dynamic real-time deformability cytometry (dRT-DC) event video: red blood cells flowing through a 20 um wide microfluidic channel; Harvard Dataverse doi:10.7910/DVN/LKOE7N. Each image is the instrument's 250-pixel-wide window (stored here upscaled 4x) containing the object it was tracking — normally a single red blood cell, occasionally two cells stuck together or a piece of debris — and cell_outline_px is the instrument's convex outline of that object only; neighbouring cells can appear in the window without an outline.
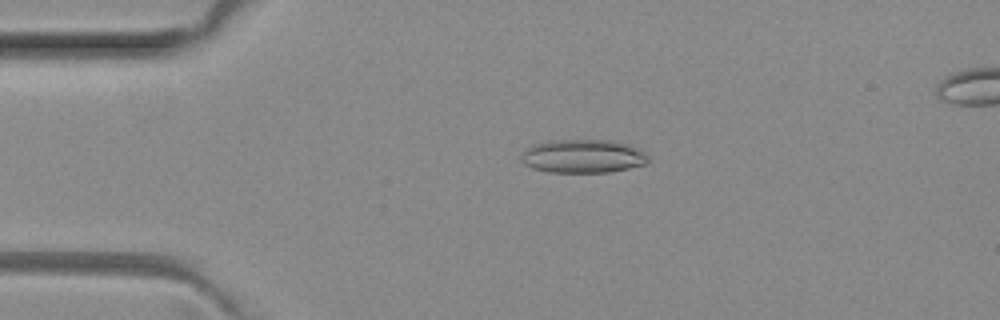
{"species": "common noctule bat (a hibernating species)", "species_latin": "Nyctalus noctula", "temperature_condition": "room temperature", "stored_images_in_passage": 5, "camera_frame_rate_fps": 3000, "um_per_image_px": 0.085, "animal": {"sex": "female", "body_mass_g": 29.2, "forearm_length_mm": 56.3}, "frame": {"image": 1, "passage_image": 4, "time_ms": 1.0, "image_size_px": [1000, 320], "cell_outline_px": [[648, 160], [644, 164], [628, 168], [608, 172], [548, 172], [532, 168], [524, 164], [520, 160], [520, 156], [532, 144], [552, 140], [612, 140], [628, 144], [644, 152], [648, 156]], "centroid_in_image_um": [49.52, 13.27], "position_along_channel_um": 35.5, "area_um2": 24.74}}